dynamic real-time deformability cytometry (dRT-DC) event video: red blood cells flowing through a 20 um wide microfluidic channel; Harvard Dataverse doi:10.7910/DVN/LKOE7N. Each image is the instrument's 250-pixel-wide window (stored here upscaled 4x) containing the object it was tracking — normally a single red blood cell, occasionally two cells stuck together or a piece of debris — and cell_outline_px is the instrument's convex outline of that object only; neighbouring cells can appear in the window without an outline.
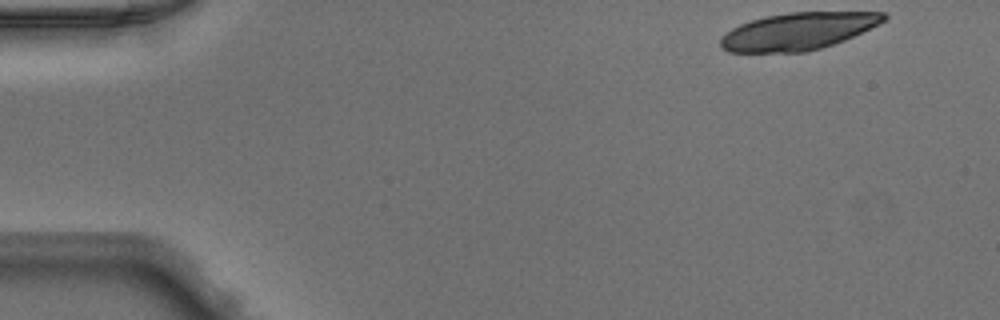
{"species": "Egyptian fruit bat (a non-hibernating species)", "species_latin": "Rousettus aegyptiacus", "temperature_condition": "warm", "stored_images_in_passage": 14, "camera_frame_rate_fps": 3000, "um_per_image_px": 0.085, "animal": {"sex": "male"}, "frame": {"image": 1, "passage_image": 1, "time_ms": 0.0, "image_size_px": [1000, 320], "cell_outline_px": [[888, 20], [880, 24], [844, 40], [820, 48], [804, 52], [728, 52], [720, 48], [720, 36], [732, 28], [740, 24], [764, 16], [788, 12], [884, 12], [888, 16]], "centroid_in_image_um": [67.82, 2.65], "position_along_channel_um": 17.2, "area_um2": 35.55}}